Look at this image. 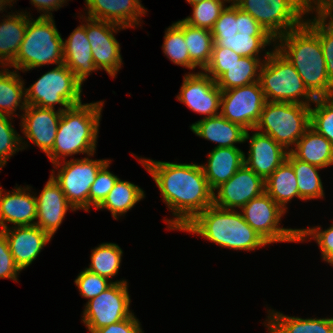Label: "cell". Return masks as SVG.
Listing matches in <instances>:
<instances>
[{"mask_svg": "<svg viewBox=\"0 0 333 333\" xmlns=\"http://www.w3.org/2000/svg\"><path fill=\"white\" fill-rule=\"evenodd\" d=\"M133 156L150 173L161 191L163 202L174 216L165 220L169 229L181 231L199 213L213 204L214 191L210 188L201 165Z\"/></svg>", "mask_w": 333, "mask_h": 333, "instance_id": "6da1fadb", "label": "cell"}, {"mask_svg": "<svg viewBox=\"0 0 333 333\" xmlns=\"http://www.w3.org/2000/svg\"><path fill=\"white\" fill-rule=\"evenodd\" d=\"M275 48L295 67L315 98L333 96L319 36L306 22L279 37Z\"/></svg>", "mask_w": 333, "mask_h": 333, "instance_id": "7a4b0ae2", "label": "cell"}, {"mask_svg": "<svg viewBox=\"0 0 333 333\" xmlns=\"http://www.w3.org/2000/svg\"><path fill=\"white\" fill-rule=\"evenodd\" d=\"M181 231L197 234L221 247L255 251L269 245L243 218L238 210L212 204Z\"/></svg>", "mask_w": 333, "mask_h": 333, "instance_id": "3957f363", "label": "cell"}, {"mask_svg": "<svg viewBox=\"0 0 333 333\" xmlns=\"http://www.w3.org/2000/svg\"><path fill=\"white\" fill-rule=\"evenodd\" d=\"M103 101L78 104L62 111L52 150L46 155L52 164L67 156H93L99 133Z\"/></svg>", "mask_w": 333, "mask_h": 333, "instance_id": "277c9868", "label": "cell"}, {"mask_svg": "<svg viewBox=\"0 0 333 333\" xmlns=\"http://www.w3.org/2000/svg\"><path fill=\"white\" fill-rule=\"evenodd\" d=\"M211 31L214 43L245 57H260L266 46L276 44L250 14L236 5L225 7Z\"/></svg>", "mask_w": 333, "mask_h": 333, "instance_id": "5b68a950", "label": "cell"}, {"mask_svg": "<svg viewBox=\"0 0 333 333\" xmlns=\"http://www.w3.org/2000/svg\"><path fill=\"white\" fill-rule=\"evenodd\" d=\"M27 13V27L15 60L8 66L27 72L46 64L63 63V38L53 17H37ZM31 19V20H30Z\"/></svg>", "mask_w": 333, "mask_h": 333, "instance_id": "8992f818", "label": "cell"}, {"mask_svg": "<svg viewBox=\"0 0 333 333\" xmlns=\"http://www.w3.org/2000/svg\"><path fill=\"white\" fill-rule=\"evenodd\" d=\"M259 72V83L268 102L311 106L315 97L308 91L295 67L274 47Z\"/></svg>", "mask_w": 333, "mask_h": 333, "instance_id": "52a82bcc", "label": "cell"}, {"mask_svg": "<svg viewBox=\"0 0 333 333\" xmlns=\"http://www.w3.org/2000/svg\"><path fill=\"white\" fill-rule=\"evenodd\" d=\"M310 107L304 104L267 101L254 130L270 136L290 152L310 127ZM292 145L293 147H290Z\"/></svg>", "mask_w": 333, "mask_h": 333, "instance_id": "ba28073f", "label": "cell"}, {"mask_svg": "<svg viewBox=\"0 0 333 333\" xmlns=\"http://www.w3.org/2000/svg\"><path fill=\"white\" fill-rule=\"evenodd\" d=\"M250 14L275 40L305 22L314 13L312 0H239L236 4Z\"/></svg>", "mask_w": 333, "mask_h": 333, "instance_id": "9c48e42d", "label": "cell"}, {"mask_svg": "<svg viewBox=\"0 0 333 333\" xmlns=\"http://www.w3.org/2000/svg\"><path fill=\"white\" fill-rule=\"evenodd\" d=\"M82 83L62 63L43 74L29 88H25L27 105L51 108L56 104L69 109L82 103Z\"/></svg>", "mask_w": 333, "mask_h": 333, "instance_id": "30bf717a", "label": "cell"}, {"mask_svg": "<svg viewBox=\"0 0 333 333\" xmlns=\"http://www.w3.org/2000/svg\"><path fill=\"white\" fill-rule=\"evenodd\" d=\"M109 159H82L61 160L53 164L54 168H60L55 175L52 170L51 177L60 186L68 202L75 210L89 211V192L91 185L95 181L99 170Z\"/></svg>", "mask_w": 333, "mask_h": 333, "instance_id": "8fae6325", "label": "cell"}, {"mask_svg": "<svg viewBox=\"0 0 333 333\" xmlns=\"http://www.w3.org/2000/svg\"><path fill=\"white\" fill-rule=\"evenodd\" d=\"M245 221L268 243L299 242L298 229L280 226L285 211L266 193L253 198L241 209Z\"/></svg>", "mask_w": 333, "mask_h": 333, "instance_id": "7c38bea8", "label": "cell"}, {"mask_svg": "<svg viewBox=\"0 0 333 333\" xmlns=\"http://www.w3.org/2000/svg\"><path fill=\"white\" fill-rule=\"evenodd\" d=\"M131 298L128 282L117 280L97 297L86 302L82 322L87 329H99L129 318Z\"/></svg>", "mask_w": 333, "mask_h": 333, "instance_id": "4fadbf2b", "label": "cell"}, {"mask_svg": "<svg viewBox=\"0 0 333 333\" xmlns=\"http://www.w3.org/2000/svg\"><path fill=\"white\" fill-rule=\"evenodd\" d=\"M266 98L259 81L249 85L222 90L220 114L246 130H254Z\"/></svg>", "mask_w": 333, "mask_h": 333, "instance_id": "5bb4252c", "label": "cell"}, {"mask_svg": "<svg viewBox=\"0 0 333 333\" xmlns=\"http://www.w3.org/2000/svg\"><path fill=\"white\" fill-rule=\"evenodd\" d=\"M85 17L86 34L91 45L93 62L98 70H105L112 78L116 77L122 68L120 44L114 37L123 29L121 25Z\"/></svg>", "mask_w": 333, "mask_h": 333, "instance_id": "9a60e30c", "label": "cell"}, {"mask_svg": "<svg viewBox=\"0 0 333 333\" xmlns=\"http://www.w3.org/2000/svg\"><path fill=\"white\" fill-rule=\"evenodd\" d=\"M222 90L205 72L188 73L177 95V100L192 111L209 118L220 114ZM207 115V116H206Z\"/></svg>", "mask_w": 333, "mask_h": 333, "instance_id": "2e32d148", "label": "cell"}, {"mask_svg": "<svg viewBox=\"0 0 333 333\" xmlns=\"http://www.w3.org/2000/svg\"><path fill=\"white\" fill-rule=\"evenodd\" d=\"M217 190V191H216ZM213 204L224 209H241L253 198L265 192V181L245 164L226 182L218 186Z\"/></svg>", "mask_w": 333, "mask_h": 333, "instance_id": "e0dca14e", "label": "cell"}, {"mask_svg": "<svg viewBox=\"0 0 333 333\" xmlns=\"http://www.w3.org/2000/svg\"><path fill=\"white\" fill-rule=\"evenodd\" d=\"M42 108L27 105L20 115L21 131L24 136L40 148L46 155L52 150L58 124L64 108Z\"/></svg>", "mask_w": 333, "mask_h": 333, "instance_id": "ac0fdd59", "label": "cell"}, {"mask_svg": "<svg viewBox=\"0 0 333 333\" xmlns=\"http://www.w3.org/2000/svg\"><path fill=\"white\" fill-rule=\"evenodd\" d=\"M254 131L252 136L248 130L245 134L250 148L248 157H244V164L265 181L285 161L288 151L270 136Z\"/></svg>", "mask_w": 333, "mask_h": 333, "instance_id": "d6986e66", "label": "cell"}, {"mask_svg": "<svg viewBox=\"0 0 333 333\" xmlns=\"http://www.w3.org/2000/svg\"><path fill=\"white\" fill-rule=\"evenodd\" d=\"M8 241L15 264L22 271L32 264L52 237L37 225L12 226L0 230Z\"/></svg>", "mask_w": 333, "mask_h": 333, "instance_id": "ffe728a7", "label": "cell"}, {"mask_svg": "<svg viewBox=\"0 0 333 333\" xmlns=\"http://www.w3.org/2000/svg\"><path fill=\"white\" fill-rule=\"evenodd\" d=\"M31 187H15L13 191L4 192L0 186V227L7 229L8 224L13 226L35 225L37 217L36 198L31 194ZM4 192V193H3Z\"/></svg>", "mask_w": 333, "mask_h": 333, "instance_id": "44dd1931", "label": "cell"}, {"mask_svg": "<svg viewBox=\"0 0 333 333\" xmlns=\"http://www.w3.org/2000/svg\"><path fill=\"white\" fill-rule=\"evenodd\" d=\"M37 204L36 224L51 237L62 224L68 210L76 211L68 202L60 186L50 176L43 190L35 195Z\"/></svg>", "mask_w": 333, "mask_h": 333, "instance_id": "7402d4cb", "label": "cell"}, {"mask_svg": "<svg viewBox=\"0 0 333 333\" xmlns=\"http://www.w3.org/2000/svg\"><path fill=\"white\" fill-rule=\"evenodd\" d=\"M87 17L135 28L147 12L141 0H84ZM137 25V26H136Z\"/></svg>", "mask_w": 333, "mask_h": 333, "instance_id": "603a6c76", "label": "cell"}, {"mask_svg": "<svg viewBox=\"0 0 333 333\" xmlns=\"http://www.w3.org/2000/svg\"><path fill=\"white\" fill-rule=\"evenodd\" d=\"M63 63L82 84L93 71H98L93 62L85 23L75 28L68 39L63 40Z\"/></svg>", "mask_w": 333, "mask_h": 333, "instance_id": "cb8c5ba5", "label": "cell"}, {"mask_svg": "<svg viewBox=\"0 0 333 333\" xmlns=\"http://www.w3.org/2000/svg\"><path fill=\"white\" fill-rule=\"evenodd\" d=\"M191 131L208 141L217 143V148L237 147L236 143L245 142L246 129L232 123L221 114L203 118L192 125Z\"/></svg>", "mask_w": 333, "mask_h": 333, "instance_id": "d4e9b609", "label": "cell"}, {"mask_svg": "<svg viewBox=\"0 0 333 333\" xmlns=\"http://www.w3.org/2000/svg\"><path fill=\"white\" fill-rule=\"evenodd\" d=\"M244 157L245 153L238 147H214L208 154L207 164H201L210 188L215 191L229 180L244 165Z\"/></svg>", "mask_w": 333, "mask_h": 333, "instance_id": "484cf974", "label": "cell"}, {"mask_svg": "<svg viewBox=\"0 0 333 333\" xmlns=\"http://www.w3.org/2000/svg\"><path fill=\"white\" fill-rule=\"evenodd\" d=\"M267 318L268 333H333V317L304 319L269 309Z\"/></svg>", "mask_w": 333, "mask_h": 333, "instance_id": "4316f807", "label": "cell"}, {"mask_svg": "<svg viewBox=\"0 0 333 333\" xmlns=\"http://www.w3.org/2000/svg\"><path fill=\"white\" fill-rule=\"evenodd\" d=\"M297 159L322 169L333 165V145L309 127L290 151Z\"/></svg>", "mask_w": 333, "mask_h": 333, "instance_id": "83f0119b", "label": "cell"}, {"mask_svg": "<svg viewBox=\"0 0 333 333\" xmlns=\"http://www.w3.org/2000/svg\"><path fill=\"white\" fill-rule=\"evenodd\" d=\"M0 23V65L9 66L16 58L27 27V12L3 15Z\"/></svg>", "mask_w": 333, "mask_h": 333, "instance_id": "f1b7e54d", "label": "cell"}, {"mask_svg": "<svg viewBox=\"0 0 333 333\" xmlns=\"http://www.w3.org/2000/svg\"><path fill=\"white\" fill-rule=\"evenodd\" d=\"M175 24L184 34L185 43L187 44L190 56V70L199 67L204 71L209 65L212 56L214 45L212 31L193 27L183 20H178Z\"/></svg>", "mask_w": 333, "mask_h": 333, "instance_id": "f546056e", "label": "cell"}, {"mask_svg": "<svg viewBox=\"0 0 333 333\" xmlns=\"http://www.w3.org/2000/svg\"><path fill=\"white\" fill-rule=\"evenodd\" d=\"M265 192L285 211L293 198L300 199L298 182L292 165L285 161L265 180Z\"/></svg>", "mask_w": 333, "mask_h": 333, "instance_id": "4dcf8cb0", "label": "cell"}, {"mask_svg": "<svg viewBox=\"0 0 333 333\" xmlns=\"http://www.w3.org/2000/svg\"><path fill=\"white\" fill-rule=\"evenodd\" d=\"M0 71V114L19 116L17 108L26 109V93L24 80L20 77L19 71L3 69Z\"/></svg>", "mask_w": 333, "mask_h": 333, "instance_id": "1f68e13d", "label": "cell"}, {"mask_svg": "<svg viewBox=\"0 0 333 333\" xmlns=\"http://www.w3.org/2000/svg\"><path fill=\"white\" fill-rule=\"evenodd\" d=\"M271 51H265L263 60L261 57H245L236 61L230 67L226 68V72L216 81L217 86L221 90H229L259 81V72L264 60Z\"/></svg>", "mask_w": 333, "mask_h": 333, "instance_id": "d6a6232c", "label": "cell"}, {"mask_svg": "<svg viewBox=\"0 0 333 333\" xmlns=\"http://www.w3.org/2000/svg\"><path fill=\"white\" fill-rule=\"evenodd\" d=\"M143 198H145L143 189L119 178L97 210L107 209L111 212L112 217L118 220L119 216L125 215Z\"/></svg>", "mask_w": 333, "mask_h": 333, "instance_id": "836d02e7", "label": "cell"}, {"mask_svg": "<svg viewBox=\"0 0 333 333\" xmlns=\"http://www.w3.org/2000/svg\"><path fill=\"white\" fill-rule=\"evenodd\" d=\"M286 160L292 165L297 178L300 200L323 199L325 194L319 175L322 168L297 159L291 152H288Z\"/></svg>", "mask_w": 333, "mask_h": 333, "instance_id": "e575fe53", "label": "cell"}, {"mask_svg": "<svg viewBox=\"0 0 333 333\" xmlns=\"http://www.w3.org/2000/svg\"><path fill=\"white\" fill-rule=\"evenodd\" d=\"M123 250L115 243H102L91 251V263L85 268L111 281L118 274Z\"/></svg>", "mask_w": 333, "mask_h": 333, "instance_id": "d590c367", "label": "cell"}, {"mask_svg": "<svg viewBox=\"0 0 333 333\" xmlns=\"http://www.w3.org/2000/svg\"><path fill=\"white\" fill-rule=\"evenodd\" d=\"M314 19L305 22L318 34L326 62L327 74L333 86V17L315 12ZM328 20V22H327Z\"/></svg>", "mask_w": 333, "mask_h": 333, "instance_id": "8d00e7d4", "label": "cell"}, {"mask_svg": "<svg viewBox=\"0 0 333 333\" xmlns=\"http://www.w3.org/2000/svg\"><path fill=\"white\" fill-rule=\"evenodd\" d=\"M162 49L171 62L190 70V56L184 34L175 23L166 29Z\"/></svg>", "mask_w": 333, "mask_h": 333, "instance_id": "74e56055", "label": "cell"}, {"mask_svg": "<svg viewBox=\"0 0 333 333\" xmlns=\"http://www.w3.org/2000/svg\"><path fill=\"white\" fill-rule=\"evenodd\" d=\"M12 119L14 117L0 114V170L6 165L11 156L19 150L25 149L28 143L23 142L24 137H21L13 128Z\"/></svg>", "mask_w": 333, "mask_h": 333, "instance_id": "f35d334b", "label": "cell"}, {"mask_svg": "<svg viewBox=\"0 0 333 333\" xmlns=\"http://www.w3.org/2000/svg\"><path fill=\"white\" fill-rule=\"evenodd\" d=\"M192 15L182 19L185 23L198 28L212 30L215 22L225 9V2L222 0H202L191 5Z\"/></svg>", "mask_w": 333, "mask_h": 333, "instance_id": "ab89813d", "label": "cell"}, {"mask_svg": "<svg viewBox=\"0 0 333 333\" xmlns=\"http://www.w3.org/2000/svg\"><path fill=\"white\" fill-rule=\"evenodd\" d=\"M310 107V127L333 145V96L316 98Z\"/></svg>", "mask_w": 333, "mask_h": 333, "instance_id": "60d3db41", "label": "cell"}, {"mask_svg": "<svg viewBox=\"0 0 333 333\" xmlns=\"http://www.w3.org/2000/svg\"><path fill=\"white\" fill-rule=\"evenodd\" d=\"M112 160L108 161L97 173L95 181L91 185L89 192V210L91 207L98 208L109 192L113 189L115 183L119 179L108 170Z\"/></svg>", "mask_w": 333, "mask_h": 333, "instance_id": "b9f144b4", "label": "cell"}, {"mask_svg": "<svg viewBox=\"0 0 333 333\" xmlns=\"http://www.w3.org/2000/svg\"><path fill=\"white\" fill-rule=\"evenodd\" d=\"M74 283L78 287L80 295L89 301L104 292L114 282L84 269L78 274Z\"/></svg>", "mask_w": 333, "mask_h": 333, "instance_id": "7bdbcfd3", "label": "cell"}, {"mask_svg": "<svg viewBox=\"0 0 333 333\" xmlns=\"http://www.w3.org/2000/svg\"><path fill=\"white\" fill-rule=\"evenodd\" d=\"M241 58L242 56L233 50L214 43L210 63L204 72L216 82L226 72V68Z\"/></svg>", "mask_w": 333, "mask_h": 333, "instance_id": "ee69618b", "label": "cell"}, {"mask_svg": "<svg viewBox=\"0 0 333 333\" xmlns=\"http://www.w3.org/2000/svg\"><path fill=\"white\" fill-rule=\"evenodd\" d=\"M298 238L301 243L314 239L320 247L323 261L333 253V224L324 230L321 226L298 229Z\"/></svg>", "mask_w": 333, "mask_h": 333, "instance_id": "f6af8a7d", "label": "cell"}, {"mask_svg": "<svg viewBox=\"0 0 333 333\" xmlns=\"http://www.w3.org/2000/svg\"><path fill=\"white\" fill-rule=\"evenodd\" d=\"M20 271L15 264L6 236L0 231V278L17 282Z\"/></svg>", "mask_w": 333, "mask_h": 333, "instance_id": "bcb514c9", "label": "cell"}, {"mask_svg": "<svg viewBox=\"0 0 333 333\" xmlns=\"http://www.w3.org/2000/svg\"><path fill=\"white\" fill-rule=\"evenodd\" d=\"M139 320L134 313L127 319L99 329H88L90 333H143Z\"/></svg>", "mask_w": 333, "mask_h": 333, "instance_id": "7dc6e473", "label": "cell"}, {"mask_svg": "<svg viewBox=\"0 0 333 333\" xmlns=\"http://www.w3.org/2000/svg\"><path fill=\"white\" fill-rule=\"evenodd\" d=\"M69 0H30L31 4L43 13L40 17H52L51 11H57Z\"/></svg>", "mask_w": 333, "mask_h": 333, "instance_id": "c3c4849f", "label": "cell"}, {"mask_svg": "<svg viewBox=\"0 0 333 333\" xmlns=\"http://www.w3.org/2000/svg\"><path fill=\"white\" fill-rule=\"evenodd\" d=\"M312 10L333 17V0H312Z\"/></svg>", "mask_w": 333, "mask_h": 333, "instance_id": "681fc988", "label": "cell"}, {"mask_svg": "<svg viewBox=\"0 0 333 333\" xmlns=\"http://www.w3.org/2000/svg\"><path fill=\"white\" fill-rule=\"evenodd\" d=\"M14 0H0V12H4L5 11V8L7 5L10 6V8L12 7L11 3L13 2Z\"/></svg>", "mask_w": 333, "mask_h": 333, "instance_id": "f907efd6", "label": "cell"}, {"mask_svg": "<svg viewBox=\"0 0 333 333\" xmlns=\"http://www.w3.org/2000/svg\"><path fill=\"white\" fill-rule=\"evenodd\" d=\"M325 262L333 266V253L325 260Z\"/></svg>", "mask_w": 333, "mask_h": 333, "instance_id": "816d5d0a", "label": "cell"}, {"mask_svg": "<svg viewBox=\"0 0 333 333\" xmlns=\"http://www.w3.org/2000/svg\"><path fill=\"white\" fill-rule=\"evenodd\" d=\"M225 3H231V5H236L238 3L239 0H222Z\"/></svg>", "mask_w": 333, "mask_h": 333, "instance_id": "f5cc1de1", "label": "cell"}, {"mask_svg": "<svg viewBox=\"0 0 333 333\" xmlns=\"http://www.w3.org/2000/svg\"><path fill=\"white\" fill-rule=\"evenodd\" d=\"M190 5L201 2L202 0H186Z\"/></svg>", "mask_w": 333, "mask_h": 333, "instance_id": "db71d44e", "label": "cell"}]
</instances>
